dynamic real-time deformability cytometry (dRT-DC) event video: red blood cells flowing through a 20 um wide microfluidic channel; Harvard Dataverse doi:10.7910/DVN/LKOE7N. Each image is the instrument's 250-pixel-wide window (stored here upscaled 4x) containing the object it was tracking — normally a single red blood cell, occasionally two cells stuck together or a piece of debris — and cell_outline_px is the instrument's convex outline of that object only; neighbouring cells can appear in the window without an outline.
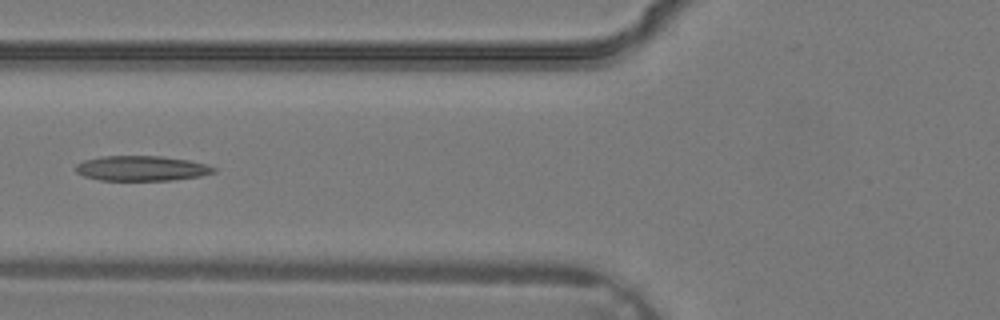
{"species": "common noctule bat (a hibernating species)", "species_latin": "Nyctalus noctula", "temperature_condition": "warm", "stored_images_in_passage": 20, "camera_frame_rate_fps": 3000, "um_per_image_px": 0.085, "animal": {"sex": "male", "body_mass_g": 19.2, "forearm_length_mm": 51.8}, "frame": {"image": 1, "passage_image": 14, "time_ms": 4.333, "image_size_px": [1000, 320], "cell_outline_px": [[216, 172], [200, 176], [172, 180], [100, 180], [84, 176], [76, 172], [76, 164], [84, 160], [100, 156], [160, 156], [188, 160], [204, 164], [216, 168]], "centroid_in_image_um": [12.01, 14.31], "position_along_channel_um": 113.8, "area_um2": 20.06}}
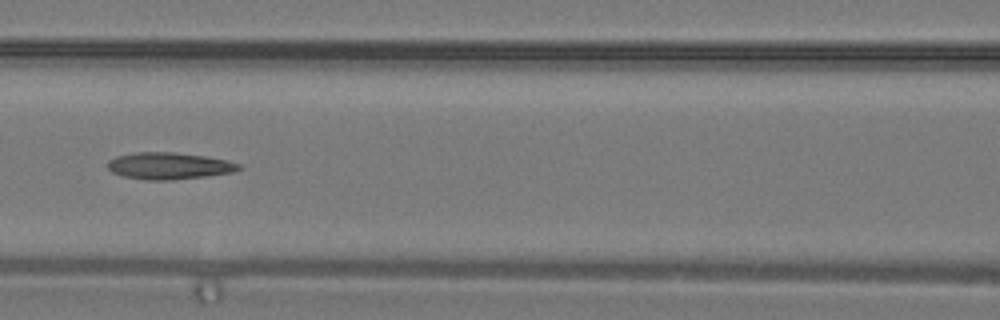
{"frame": {"image": 2, "passage_image": 16, "time_ms": 5.0, "image_size_px": [1000, 320], "cell_outline_px": [[244, 168], [232, 172], [204, 176], [172, 180], [144, 180], [124, 176], [112, 172], [108, 168], [108, 160], [116, 156], [136, 152], [176, 152], [204, 156], [228, 160], [240, 164]], "centroid_in_image_um": [14.37, 14.09], "position_along_channel_um": 152.2, "area_um2": 20.52}}
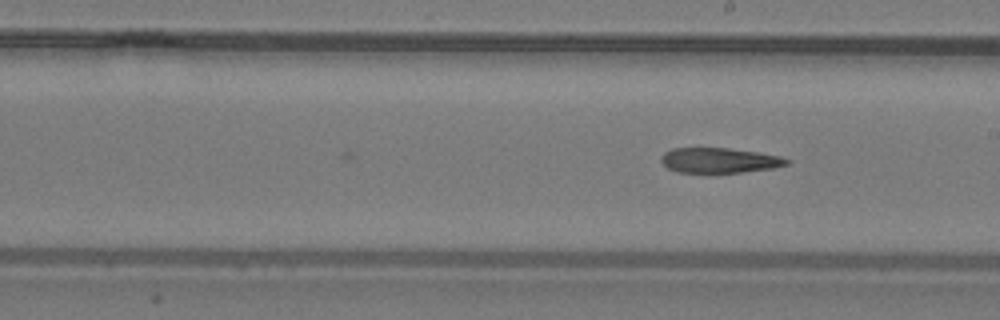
{"frame": {"image": 3, "passage_image": 20, "time_ms": 6.333, "image_size_px": [1000, 320], "cell_outline_px": [[792, 160], [788, 164], [772, 168], [740, 172], [676, 172], [668, 168], [660, 160], [660, 156], [664, 152], [672, 148], [728, 148], [756, 152], [780, 156]], "centroid_in_image_um": [61.13, 13.62], "position_along_channel_um": 227.9, "area_um2": 18.26}}